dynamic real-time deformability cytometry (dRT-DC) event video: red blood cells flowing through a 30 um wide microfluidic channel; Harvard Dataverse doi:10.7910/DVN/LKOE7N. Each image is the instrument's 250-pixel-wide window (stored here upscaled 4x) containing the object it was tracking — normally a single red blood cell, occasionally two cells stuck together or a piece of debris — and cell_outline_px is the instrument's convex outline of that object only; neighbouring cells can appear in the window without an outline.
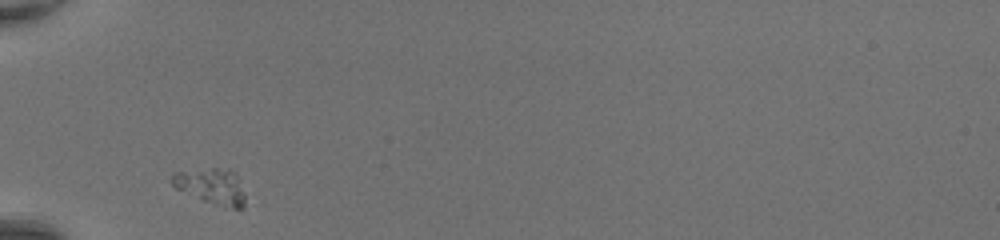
{"species": "common noctule bat (a hibernating species)", "species_latin": "Nyctalus noctula", "temperature_condition": "room temperature", "stored_images_in_passage": 26, "camera_frame_rate_fps": 3000, "um_per_image_px": 0.085, "animal": {"sex": "female", "body_mass_g": 20.0, "forearm_length_mm": 54.0}, "frame": {"image": 1, "passage_image": 1, "time_ms": 0.0, "image_size_px": [1000, 240], "cell_outline_px": [[244, 208], [224, 208], [204, 200], [176, 188], [172, 184], [172, 176], [176, 172], [212, 168], [228, 168], [236, 172], [244, 192]], "centroid_in_image_um": [18.04, 15.83], "position_along_channel_um": 67.0, "area_um2": 15.14}}
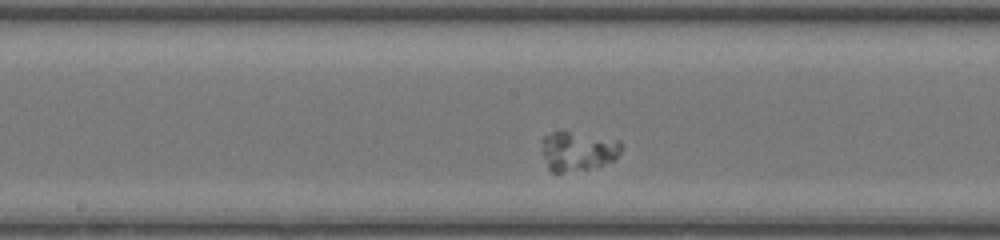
{"frame": {"image": 2, "passage_image": 11, "time_ms": 3.333, "image_size_px": [1000, 240], "cell_outline_px": [[624, 144], [620, 152], [612, 160], [588, 168], [560, 172], [552, 172], [548, 168], [544, 156], [540, 140], [544, 136], [560, 128], [564, 128], [620, 140]], "centroid_in_image_um": [49.1, 12.74], "position_along_channel_um": 199.1, "area_um2": 18.67}}
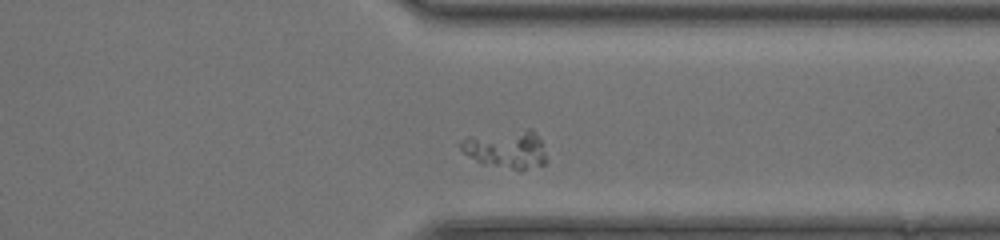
{"frame": {"image": 3, "passage_image": 23, "time_ms": 7.333, "image_size_px": [1000, 240], "cell_outline_px": [[544, 164], [520, 172], [480, 164], [468, 156], [456, 144], [468, 136], [528, 128], [532, 128], [536, 132], [540, 140], [544, 152]], "centroid_in_image_um": [42.99, 12.7], "position_along_channel_um": 368.4, "area_um2": 19.59}}